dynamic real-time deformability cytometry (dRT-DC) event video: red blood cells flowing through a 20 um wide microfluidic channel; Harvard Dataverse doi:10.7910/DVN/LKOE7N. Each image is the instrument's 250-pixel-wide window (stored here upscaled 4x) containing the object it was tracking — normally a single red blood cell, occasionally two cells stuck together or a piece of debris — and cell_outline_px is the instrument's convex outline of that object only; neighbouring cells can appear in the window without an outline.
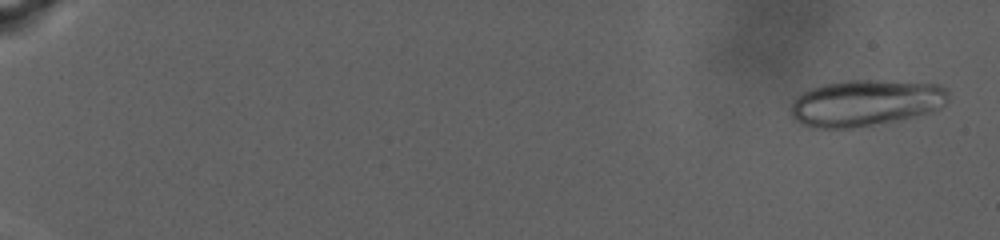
{"species": "human", "species_latin": "Homo sapiens", "temperature_condition": "warm", "stored_images_in_passage": 89, "camera_frame_rate_fps": 3000, "um_per_image_px": 0.085, "donor": {"sex": "male"}, "frame": {"image": 1, "passage_image": 4, "time_ms": 1.0, "image_size_px": [1000, 240], "cell_outline_px": [[948, 100], [940, 108], [932, 112], [896, 120], [852, 128], [812, 128], [796, 120], [792, 116], [792, 100], [796, 96], [812, 88], [824, 84], [848, 80], [884, 80], [940, 84], [948, 92]], "centroid_in_image_um": [73.59, 8.74], "position_along_channel_um": 11.4, "area_um2": 42.48}}
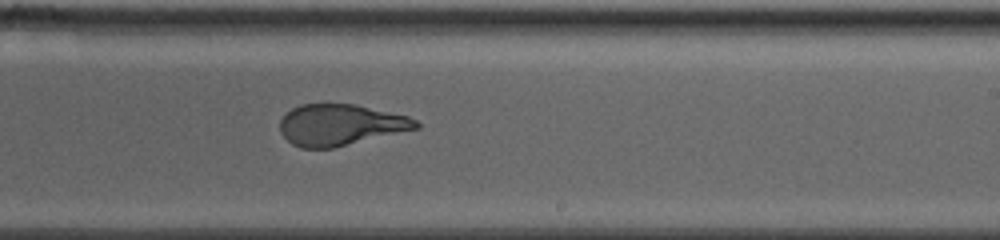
{"frame": {"image": 2, "passage_image": 60, "time_ms": 19.667, "image_size_px": [1000, 240], "cell_outline_px": [[420, 128], [332, 148], [300, 148], [292, 144], [280, 132], [280, 120], [292, 108], [300, 104], [356, 104], [408, 116], [416, 120], [420, 124]], "centroid_in_image_um": [28.94, 10.61], "position_along_channel_um": 260.1, "area_um2": 32.6}}
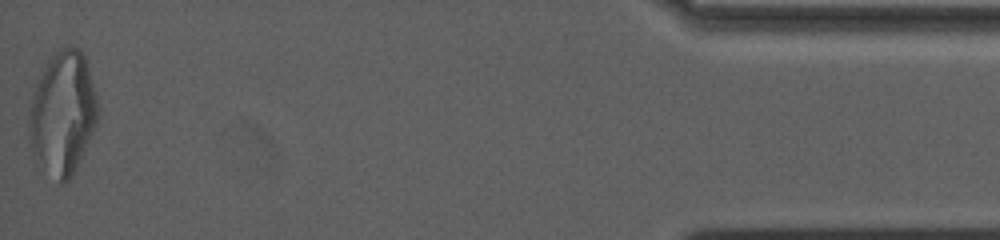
{"frame": {"image": 3, "passage_image": 89, "time_ms": 29.333, "image_size_px": [1000, 240], "cell_outline_px": [[100, 108], [96, 124], [72, 176], [64, 184], [60, 184], [36, 164], [32, 152], [28, 132], [28, 120], [36, 80], [48, 60], [60, 48], [68, 44], [72, 44], [80, 48], [84, 56], [96, 92]], "centroid_in_image_um": [5.32, 9.62], "position_along_channel_um": 429.9, "area_um2": 50.0}, "authors_computed_cell_mechanics": {"area_um2": 38.4948, "velocity_mm_per_s": 2.4989, "shape_relaxation_time_tau1_ms": null, "shape_relaxation_time_tau2_ms": 1.3706, "deformation_change_tau1": null, "deformation_change_tau2": 0.0869}}